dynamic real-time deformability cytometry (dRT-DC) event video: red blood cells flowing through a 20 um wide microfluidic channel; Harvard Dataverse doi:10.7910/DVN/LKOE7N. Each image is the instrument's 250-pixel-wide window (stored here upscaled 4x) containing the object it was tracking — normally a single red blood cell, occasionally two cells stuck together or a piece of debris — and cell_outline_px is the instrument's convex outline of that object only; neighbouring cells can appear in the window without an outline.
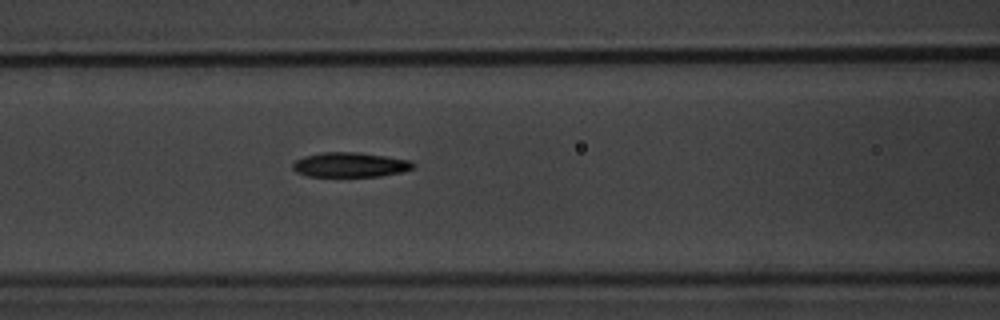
{"species": "common noctule bat (a hibernating species)", "species_latin": "Nyctalus noctula", "temperature_condition": "warm", "stored_images_in_passage": 7, "camera_frame_rate_fps": 3000, "um_per_image_px": 0.085, "animal": {"sex": "male", "body_mass_g": 20.1, "forearm_length_mm": 53.5}, "frame": {"image": 1, "passage_image": 7, "time_ms": 7.0, "image_size_px": [1000, 320], "cell_outline_px": [[416, 168], [400, 172], [380, 176], [308, 176], [296, 172], [292, 168], [292, 164], [296, 160], [304, 156], [320, 152], [356, 152], [412, 160], [416, 164]], "centroid_in_image_um": [29.78, 14.0], "position_along_channel_um": 136.8, "area_um2": 17.4}}